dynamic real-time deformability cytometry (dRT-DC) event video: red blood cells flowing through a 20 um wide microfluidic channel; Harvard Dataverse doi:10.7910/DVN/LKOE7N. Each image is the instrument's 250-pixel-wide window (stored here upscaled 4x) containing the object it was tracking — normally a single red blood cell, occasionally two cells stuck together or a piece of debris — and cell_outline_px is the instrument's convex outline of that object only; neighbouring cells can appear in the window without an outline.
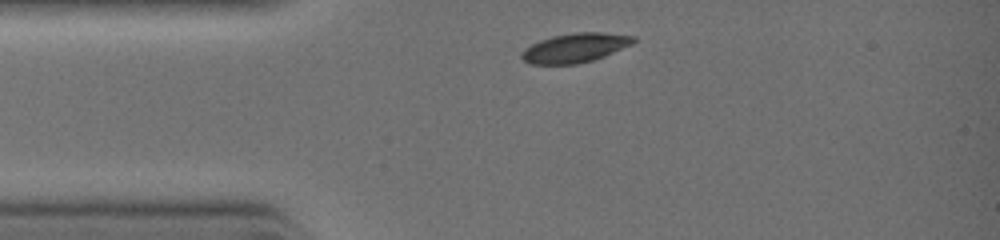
{"species": "common noctule bat (a hibernating species)", "species_latin": "Nyctalus noctula", "temperature_condition": "warm", "stored_images_in_passage": 2, "camera_frame_rate_fps": 3000, "um_per_image_px": 0.085, "animal": {"sex": "female", "body_mass_g": 19.0, "forearm_length_mm": 51.5}, "frame": {"image": 1, "passage_image": 1, "time_ms": 0.0, "image_size_px": [1000, 240], "cell_outline_px": [[636, 40], [632, 44], [604, 56], [592, 60], [576, 64], [532, 64], [524, 60], [520, 56], [524, 48], [540, 40], [552, 36], [576, 32], [604, 32], [636, 36]], "centroid_in_image_um": [48.89, 4.05], "position_along_channel_um": 36.1, "area_um2": 19.02}}